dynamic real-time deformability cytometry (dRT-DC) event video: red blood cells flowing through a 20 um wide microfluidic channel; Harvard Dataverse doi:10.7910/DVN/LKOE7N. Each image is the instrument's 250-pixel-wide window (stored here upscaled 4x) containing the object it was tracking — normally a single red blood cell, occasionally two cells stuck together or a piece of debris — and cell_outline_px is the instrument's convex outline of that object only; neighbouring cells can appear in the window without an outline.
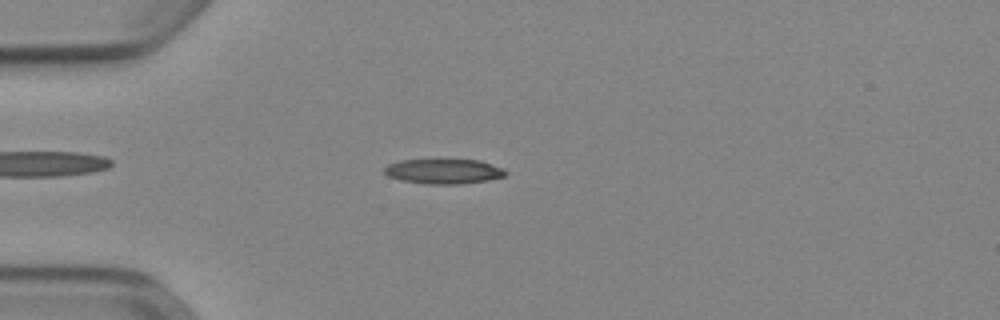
{"species": "Egyptian fruit bat (a non-hibernating species)", "species_latin": "Rousettus aegyptiacus", "temperature_condition": "cold", "stored_images_in_passage": 49, "camera_frame_rate_fps": 3000, "um_per_image_px": 0.085, "animal": {"sex": "female"}, "frame": {"image": 1, "passage_image": 11, "time_ms": 3.333, "image_size_px": [1000, 320], "cell_outline_px": [[508, 172], [504, 176], [488, 180], [460, 184], [424, 184], [400, 180], [388, 176], [384, 172], [384, 168], [388, 164], [400, 160], [436, 156], [444, 156], [480, 160], [504, 168]], "centroid_in_image_um": [37.69, 14.49], "position_along_channel_um": 47.3, "area_um2": 18.9}}
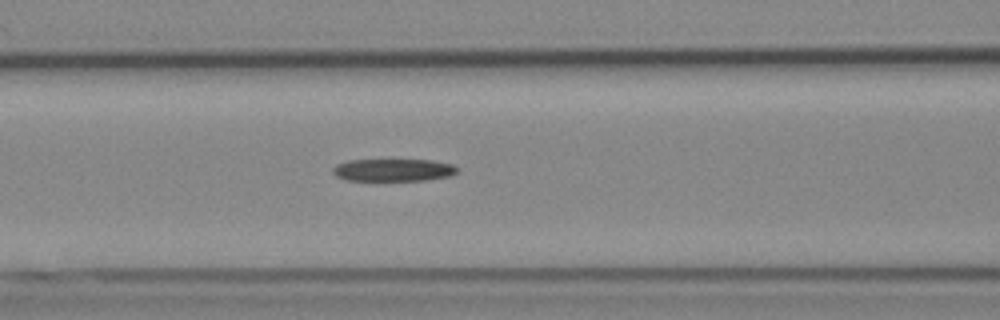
{"frame": {"image": 2, "passage_image": 19, "time_ms": 6.0, "image_size_px": [1000, 320], "cell_outline_px": [[460, 168], [456, 172], [448, 176], [424, 180], [344, 180], [336, 176], [332, 172], [332, 168], [336, 164], [348, 160], [432, 160], [452, 164]], "centroid_in_image_um": [33.4, 14.44], "position_along_channel_um": 133.2, "area_um2": 16.24}}
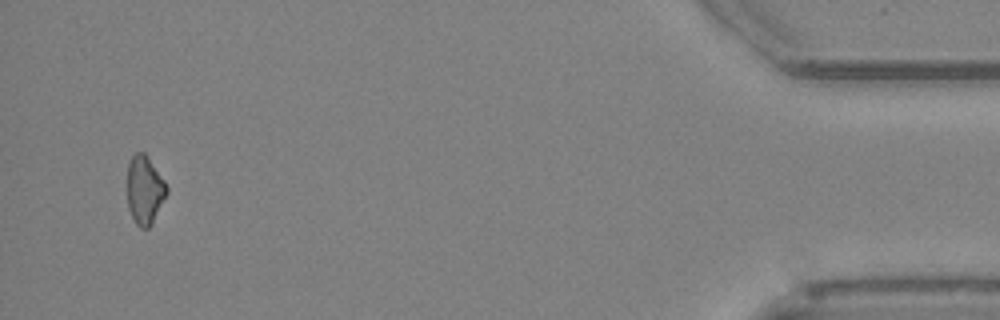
{"frame": {"image": 3, "passage_image": 47, "time_ms": 15.333, "image_size_px": [1000, 320], "cell_outline_px": [[168, 192], [152, 224], [148, 228], [140, 228], [136, 224], [128, 208], [128, 160], [136, 152], [144, 152], [164, 180], [168, 188]], "centroid_in_image_um": [12.3, 16.15], "position_along_channel_um": 422.9, "area_um2": 15.66}}